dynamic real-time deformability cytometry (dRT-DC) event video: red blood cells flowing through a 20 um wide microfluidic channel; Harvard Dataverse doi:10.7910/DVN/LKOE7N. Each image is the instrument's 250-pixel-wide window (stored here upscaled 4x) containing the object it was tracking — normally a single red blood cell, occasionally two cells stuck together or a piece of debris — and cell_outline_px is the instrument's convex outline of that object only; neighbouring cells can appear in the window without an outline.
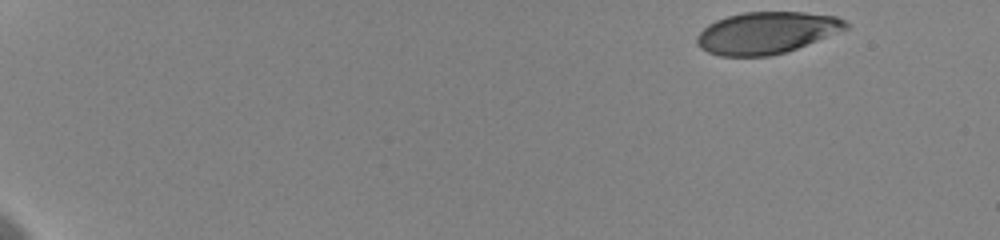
{"species": "human", "species_latin": "Homo sapiens", "temperature_condition": "cold", "stored_images_in_passage": 42, "camera_frame_rate_fps": 3000, "um_per_image_px": 0.085, "donor": {"sex": "female"}, "frame": {"image": 1, "passage_image": 1, "time_ms": 0.0, "image_size_px": [1000, 240], "cell_outline_px": [[848, 28], [788, 52], [768, 56], [720, 56], [708, 52], [700, 48], [696, 44], [696, 36], [708, 24], [716, 20], [728, 16], [744, 12], [804, 12], [836, 16], [844, 20], [848, 24]], "centroid_in_image_um": [65.13, 2.79], "position_along_channel_um": 19.9, "area_um2": 36.3}}
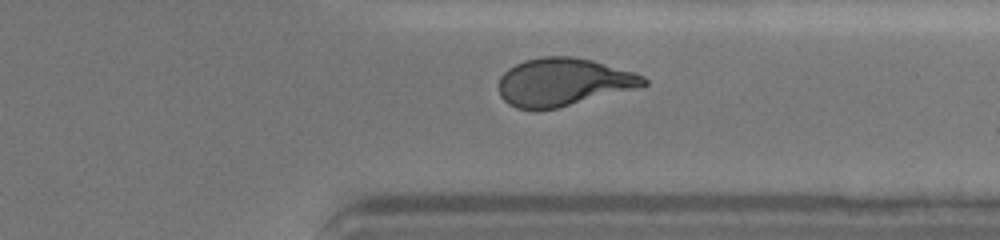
{"frame": {"image": 2, "passage_image": 39, "time_ms": 14.0, "image_size_px": [1000, 240], "cell_outline_px": [[648, 84], [640, 88], [556, 108], [536, 112], [516, 108], [508, 104], [500, 96], [500, 76], [508, 68], [524, 60], [540, 56], [572, 56], [592, 60], [636, 72], [644, 76], [648, 80]], "centroid_in_image_um": [47.9, 6.99], "position_along_channel_um": 363.5, "area_um2": 41.04}}
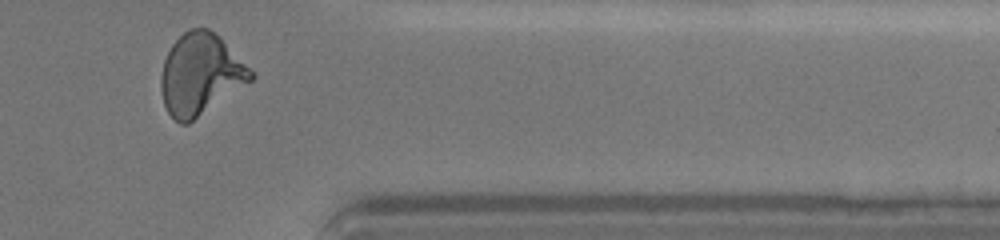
{"frame": {"image": 3, "passage_image": 42, "time_ms": 15.0, "image_size_px": [1000, 240], "cell_outline_px": [[256, 76], [252, 80], [188, 124], [180, 124], [168, 112], [164, 104], [160, 88], [160, 76], [164, 60], [172, 44], [184, 32], [192, 28], [208, 28], [220, 36]], "centroid_in_image_um": [17.01, 6.32], "position_along_channel_um": 394.4, "area_um2": 42.14}, "authors_computed_cell_mechanics": {"area_um2": 40.5178, "velocity_mm_per_s": 3.6208, "shape_relaxation_time_tau1_ms": 5.7349, "shape_relaxation_time_tau2_ms": 1.5019, "deformation_change_tau1": 0.1925, "deformation_change_tau2": 0.0933}}